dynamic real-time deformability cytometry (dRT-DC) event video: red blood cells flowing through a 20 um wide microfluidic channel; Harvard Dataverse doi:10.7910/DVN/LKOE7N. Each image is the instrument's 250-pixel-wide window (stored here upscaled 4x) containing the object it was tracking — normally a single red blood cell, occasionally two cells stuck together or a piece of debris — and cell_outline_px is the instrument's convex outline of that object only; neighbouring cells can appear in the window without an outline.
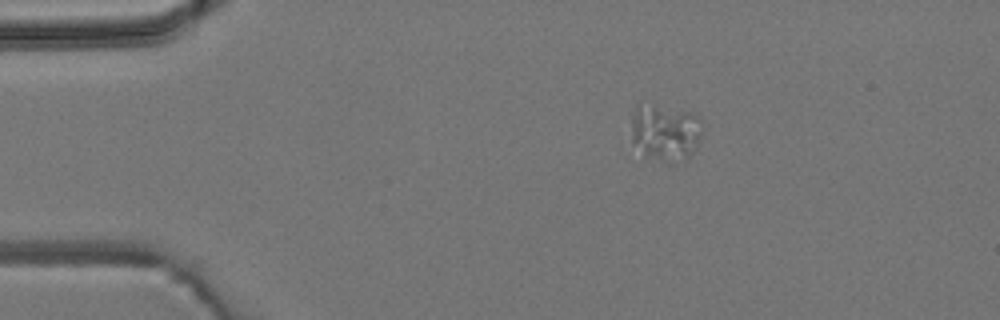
{"species": "common noctule bat (a hibernating species)", "species_latin": "Nyctalus noctula", "temperature_condition": "room temperature", "stored_images_in_passage": 5, "camera_frame_rate_fps": 3000, "um_per_image_px": 0.085, "animal": {"sex": "male", "body_mass_g": 19.2, "forearm_length_mm": 51.8}, "frame": {"image": 1, "passage_image": 1, "time_ms": 0.0, "image_size_px": [1000, 320], "cell_outline_px": [[704, 124], [696, 148], [688, 156], [664, 160], [644, 156], [632, 140], [632, 120], [636, 104], [688, 112], [696, 116]], "centroid_in_image_um": [56.54, 11.24], "position_along_channel_um": 28.5, "area_um2": 22.37}}
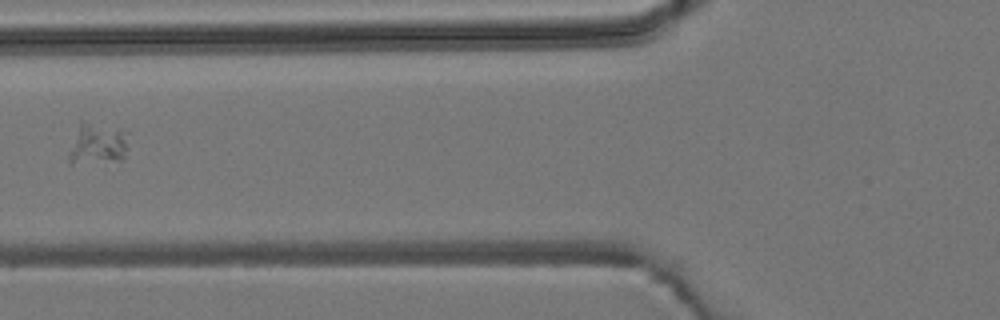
{"frame": {"image": 2, "passage_image": 4, "time_ms": 3.667, "image_size_px": [1000, 320], "cell_outline_px": [[128, 132], [124, 160], [68, 164], [68, 152], [80, 120]], "centroid_in_image_um": [8.25, 12.25], "position_along_channel_um": 117.6, "area_um2": 14.28}}
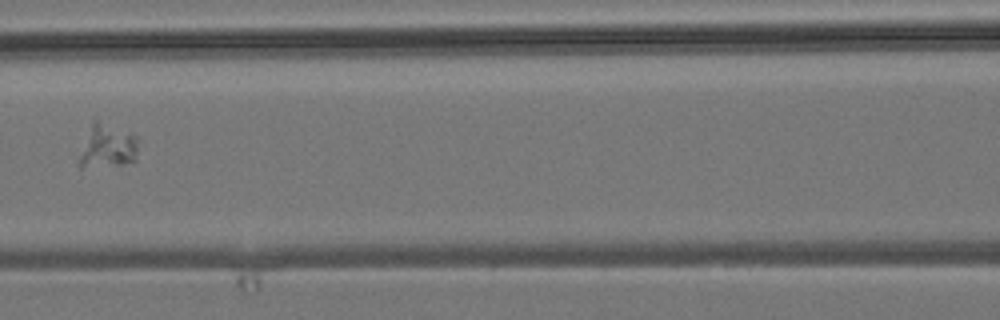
{"frame": {"image": 3, "passage_image": 5, "time_ms": 4.667, "image_size_px": [1000, 320], "cell_outline_px": [[140, 136], [136, 160], [120, 164], [80, 168], [76, 160], [92, 124], [96, 120]], "centroid_in_image_um": [9.16, 12.45], "position_along_channel_um": 157.4, "area_um2": 15.09}}